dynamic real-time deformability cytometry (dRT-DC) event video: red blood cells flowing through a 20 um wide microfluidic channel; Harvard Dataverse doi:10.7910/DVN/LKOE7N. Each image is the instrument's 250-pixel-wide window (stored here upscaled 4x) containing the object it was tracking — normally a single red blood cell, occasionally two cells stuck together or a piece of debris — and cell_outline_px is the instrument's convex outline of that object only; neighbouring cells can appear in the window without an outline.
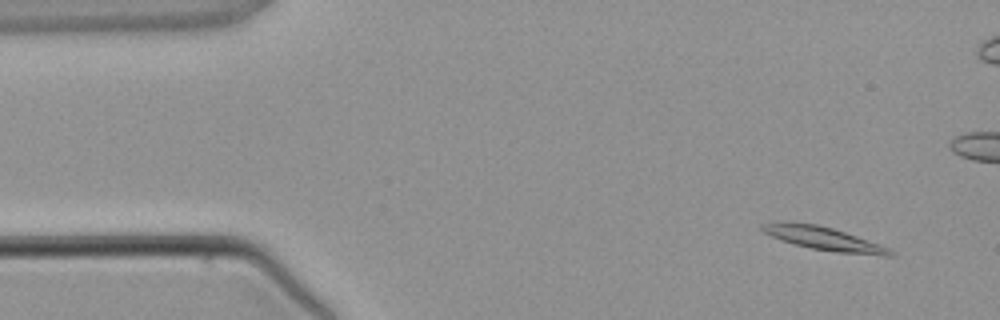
{"species": "common noctule bat (a hibernating species)", "species_latin": "Nyctalus noctula", "temperature_condition": "warm", "stored_images_in_passage": 5, "camera_frame_rate_fps": 3000, "um_per_image_px": 0.085, "animal": {"sex": "male", "body_mass_g": 21.5, "forearm_length_mm": 52.0}, "frame": {"image": 1, "passage_image": 1, "time_ms": 0.0, "image_size_px": [1000, 320], "cell_outline_px": [[896, 252], [892, 256], [880, 256], [836, 252], [812, 248], [780, 240], [764, 232], [760, 228], [760, 224], [772, 220], [784, 220], [816, 224], [832, 228], [880, 244]], "centroid_in_image_um": [69.96, 20.25], "position_along_channel_um": 15.0, "area_um2": 17.69}}